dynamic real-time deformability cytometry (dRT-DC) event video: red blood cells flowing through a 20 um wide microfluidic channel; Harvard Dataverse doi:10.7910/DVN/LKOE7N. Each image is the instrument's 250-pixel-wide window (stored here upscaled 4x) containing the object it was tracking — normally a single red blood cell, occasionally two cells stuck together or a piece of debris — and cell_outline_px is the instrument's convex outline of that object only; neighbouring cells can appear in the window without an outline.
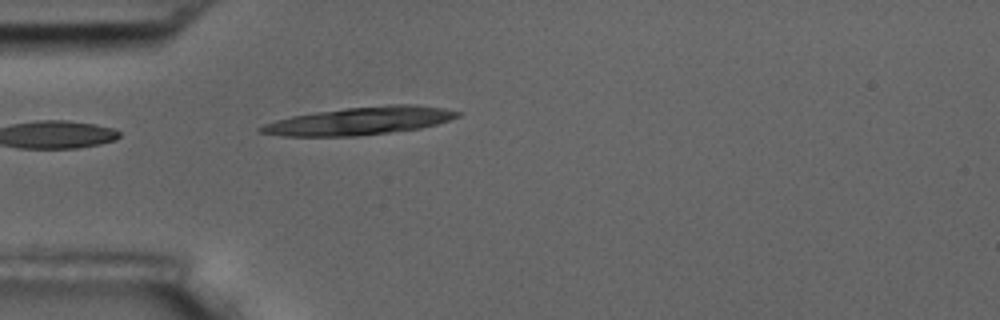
{"species": "common noctule bat (a hibernating species)", "species_latin": "Nyctalus noctula", "temperature_condition": "room temperature", "stored_images_in_passage": 6, "camera_frame_rate_fps": 3000, "um_per_image_px": 0.085, "animal": {"sex": "male", "body_mass_g": 17.5, "forearm_length_mm": 52.3}, "frame": {"image": 1, "passage_image": 6, "time_ms": 5.667, "image_size_px": [1000, 320], "cell_outline_px": [[464, 112], [460, 116], [436, 124], [420, 128], [356, 136], [280, 136], [256, 132], [256, 128], [264, 124], [276, 120], [292, 116], [316, 112], [344, 108], [392, 104], [416, 104], [444, 108]], "centroid_in_image_um": [30.56, 10.27], "position_along_channel_um": 54.4, "area_um2": 31.96}}